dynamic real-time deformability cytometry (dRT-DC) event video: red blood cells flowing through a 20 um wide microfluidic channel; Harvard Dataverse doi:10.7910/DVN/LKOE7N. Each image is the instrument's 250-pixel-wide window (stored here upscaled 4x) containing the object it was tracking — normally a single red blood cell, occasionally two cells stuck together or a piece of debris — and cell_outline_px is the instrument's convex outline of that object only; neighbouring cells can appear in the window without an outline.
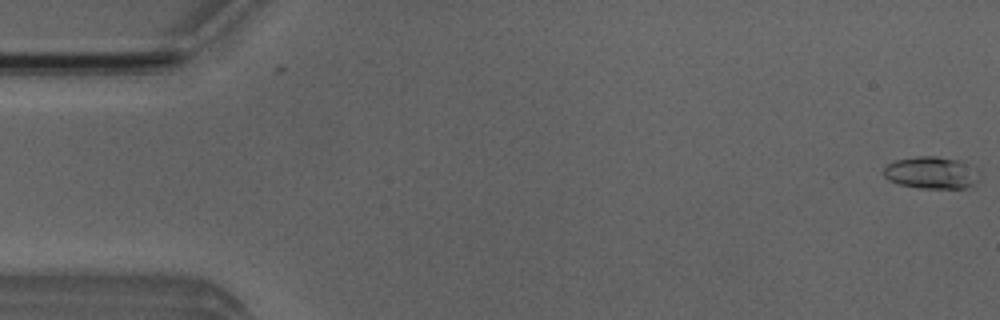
{"species": "Egyptian fruit bat (a non-hibernating species)", "species_latin": "Rousettus aegyptiacus", "temperature_condition": "room temperature", "stored_images_in_passage": 2, "camera_frame_rate_fps": 3000, "um_per_image_px": 0.085, "animal": {"sex": "male"}, "frame": {"image": 1, "passage_image": 2, "time_ms": 0.333, "image_size_px": [1000, 320], "cell_outline_px": [[980, 180], [964, 188], [920, 188], [900, 184], [888, 180], [884, 176], [884, 168], [888, 164], [896, 160], [916, 156], [936, 156], [956, 160], [980, 172]], "centroid_in_image_um": [79.15, 14.69], "position_along_channel_um": 5.9, "area_um2": 17.69}}